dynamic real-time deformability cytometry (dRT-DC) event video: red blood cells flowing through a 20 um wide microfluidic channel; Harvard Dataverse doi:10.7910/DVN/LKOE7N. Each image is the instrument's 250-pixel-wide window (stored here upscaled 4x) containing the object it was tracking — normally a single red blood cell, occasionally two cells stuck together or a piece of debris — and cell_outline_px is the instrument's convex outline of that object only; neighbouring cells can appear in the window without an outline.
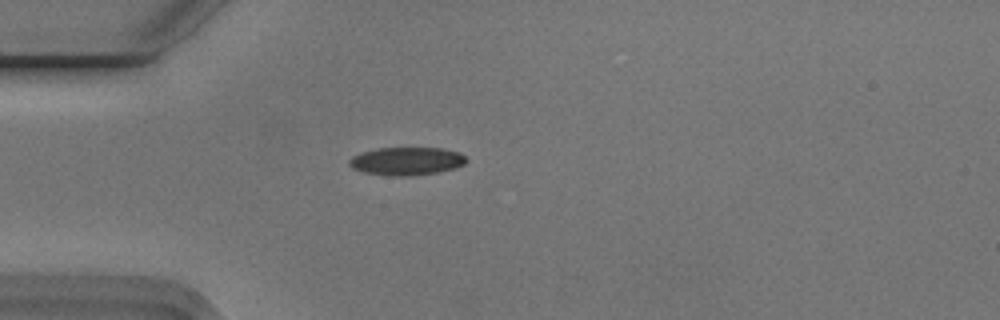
{"species": "Egyptian fruit bat (a non-hibernating species)", "species_latin": "Rousettus aegyptiacus", "temperature_condition": "cold", "stored_images_in_passage": 1, "camera_frame_rate_fps": 3000, "um_per_image_px": 0.085, "animal": {"sex": "male"}, "frame": {"image": 1, "passage_image": 1, "time_ms": 0.0, "image_size_px": [1000, 320], "cell_outline_px": [[468, 160], [464, 164], [456, 168], [440, 172], [404, 176], [396, 176], [364, 172], [352, 168], [348, 164], [348, 160], [352, 156], [360, 152], [376, 148], [444, 148], [460, 152]], "centroid_in_image_um": [34.56, 13.68], "position_along_channel_um": 50.4, "area_um2": 19.25}}